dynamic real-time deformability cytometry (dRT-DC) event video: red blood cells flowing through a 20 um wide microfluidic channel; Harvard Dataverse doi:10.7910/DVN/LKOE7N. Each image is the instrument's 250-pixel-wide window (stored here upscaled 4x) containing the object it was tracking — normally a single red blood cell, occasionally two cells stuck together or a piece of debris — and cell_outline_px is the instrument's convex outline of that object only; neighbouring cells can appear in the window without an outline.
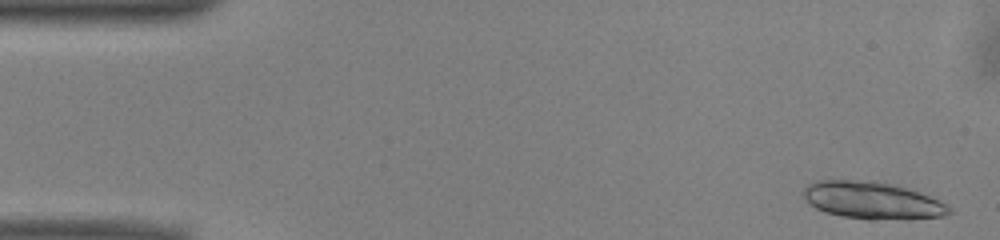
{"species": "common noctule bat (a hibernating species)", "species_latin": "Nyctalus noctula", "temperature_condition": "warm", "stored_images_in_passage": 32, "segment_of_instrument_passage": [1, 2], "camera_frame_rate_fps": 3000, "um_per_image_px": 0.085, "animal": {"sex": "male", "body_mass_g": 13.0, "forearm_length_mm": 53.1}, "frame": {"image": 1, "passage_image": 2, "time_ms": 0.333, "image_size_px": [1000, 240], "cell_outline_px": [[952, 212], [944, 216], [908, 220], [868, 220], [844, 216], [824, 212], [816, 208], [804, 196], [804, 188], [808, 184], [816, 180], [860, 180], [888, 184], [904, 188], [928, 196], [952, 208]], "centroid_in_image_um": [74.14, 17.07], "position_along_channel_um": 10.9, "area_um2": 31.27}}